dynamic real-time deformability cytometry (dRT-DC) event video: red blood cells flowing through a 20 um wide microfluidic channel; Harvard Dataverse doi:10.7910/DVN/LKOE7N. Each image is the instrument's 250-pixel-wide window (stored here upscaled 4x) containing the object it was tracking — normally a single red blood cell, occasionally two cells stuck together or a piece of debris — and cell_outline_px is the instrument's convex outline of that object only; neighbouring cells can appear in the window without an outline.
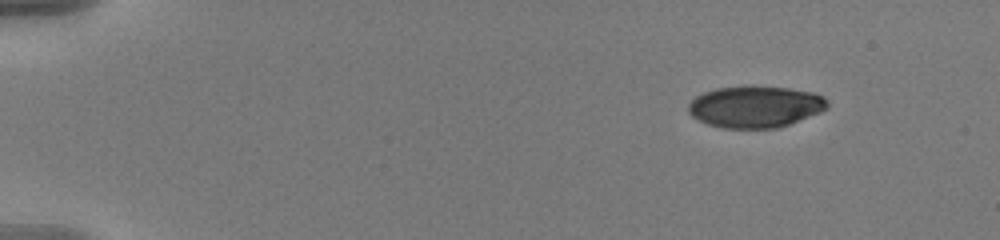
{"species": "human", "species_latin": "Homo sapiens", "temperature_condition": "warm", "stored_images_in_passage": 6, "camera_frame_rate_fps": 3000, "um_per_image_px": 0.085, "donor": {"sex": "male"}, "frame": {"image": 1, "passage_image": 1, "time_ms": 0.0, "image_size_px": [1000, 240], "cell_outline_px": [[828, 108], [820, 112], [788, 124], [776, 128], [724, 128], [708, 124], [692, 116], [688, 112], [688, 104], [696, 96], [704, 92], [716, 88], [744, 84], [752, 84], [788, 88], [812, 92], [824, 96], [828, 100]], "centroid_in_image_um": [64.19, 9.03], "position_along_channel_um": 20.8, "area_um2": 34.16}}
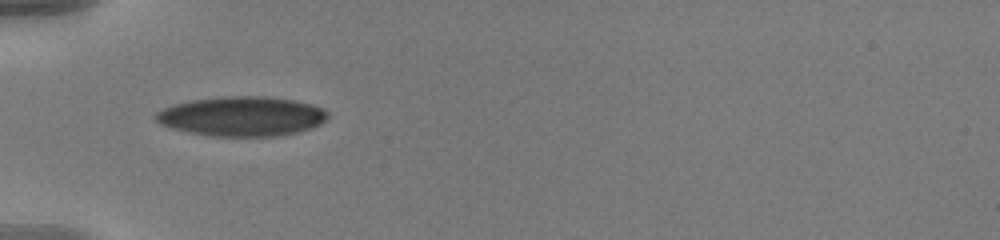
{"frame": {"image": 2, "passage_image": 5, "time_ms": 1.333, "image_size_px": [1000, 240], "cell_outline_px": [[328, 120], [312, 128], [280, 136], [212, 136], [188, 132], [172, 128], [160, 124], [156, 120], [156, 112], [172, 104], [192, 100], [220, 96], [268, 96], [292, 100], [312, 104], [324, 108], [328, 112]], "centroid_in_image_um": [20.58, 9.88], "position_along_channel_um": 64.4, "area_um2": 39.94}}
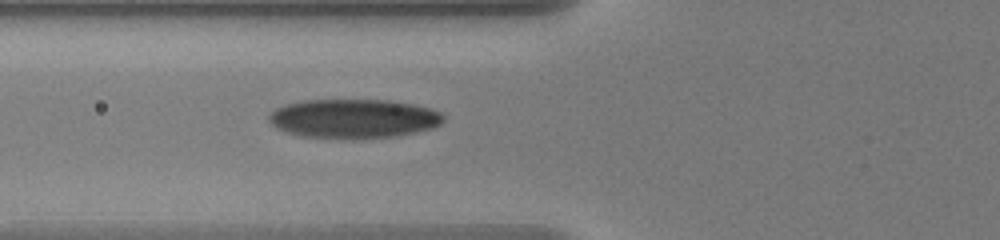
{"frame": {"image": 3, "passage_image": 6, "time_ms": 1.667, "image_size_px": [1000, 240], "cell_outline_px": [[444, 120], [440, 124], [432, 128], [416, 132], [396, 136], [304, 136], [288, 132], [276, 128], [268, 120], [268, 116], [276, 108], [284, 104], [304, 100], [388, 100], [412, 104], [432, 108], [440, 112], [444, 116]], "centroid_in_image_um": [30.07, 10.03], "position_along_channel_um": 95.7, "area_um2": 38.84}}